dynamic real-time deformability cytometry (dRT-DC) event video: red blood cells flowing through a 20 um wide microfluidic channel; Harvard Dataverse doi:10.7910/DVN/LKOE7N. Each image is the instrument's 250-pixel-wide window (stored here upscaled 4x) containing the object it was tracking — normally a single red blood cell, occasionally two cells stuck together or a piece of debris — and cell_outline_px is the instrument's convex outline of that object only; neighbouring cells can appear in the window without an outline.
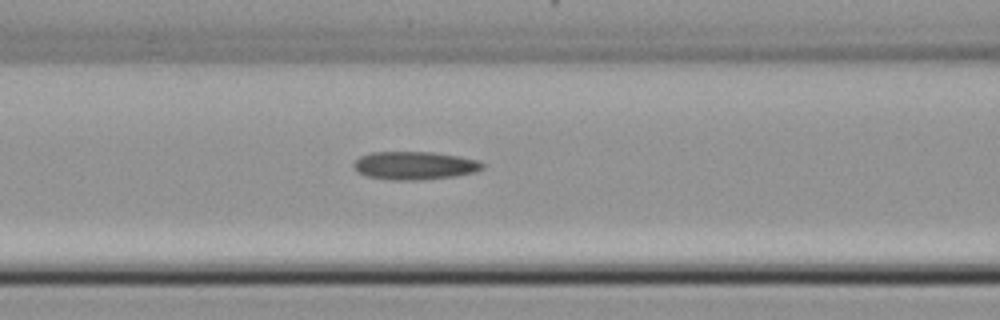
{"species": "common noctule bat (a hibernating species)", "species_latin": "Nyctalus noctula", "temperature_condition": "cold", "stored_images_in_passage": 5, "camera_frame_rate_fps": 3000, "um_per_image_px": 0.085, "animal": {"sex": "female", "body_mass_g": 22.7, "forearm_length_mm": 54.2}, "frame": {"image": 1, "passage_image": 5, "time_ms": 1.333, "image_size_px": [1000, 320], "cell_outline_px": [[484, 168], [476, 172], [456, 176], [420, 180], [392, 180], [368, 176], [356, 172], [352, 168], [352, 164], [360, 156], [372, 152], [432, 152], [480, 160], [484, 164]], "centroid_in_image_um": [35.24, 14.07], "position_along_channel_um": 131.4, "area_um2": 21.27}}